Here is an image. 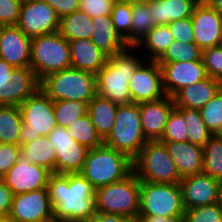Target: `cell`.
<instances>
[{"label":"cell","mask_w":222,"mask_h":222,"mask_svg":"<svg viewBox=\"0 0 222 222\" xmlns=\"http://www.w3.org/2000/svg\"><path fill=\"white\" fill-rule=\"evenodd\" d=\"M13 197L12 190L0 179V218L9 216Z\"/></svg>","instance_id":"obj_48"},{"label":"cell","mask_w":222,"mask_h":222,"mask_svg":"<svg viewBox=\"0 0 222 222\" xmlns=\"http://www.w3.org/2000/svg\"><path fill=\"white\" fill-rule=\"evenodd\" d=\"M182 222H222V207L214 203L185 209Z\"/></svg>","instance_id":"obj_41"},{"label":"cell","mask_w":222,"mask_h":222,"mask_svg":"<svg viewBox=\"0 0 222 222\" xmlns=\"http://www.w3.org/2000/svg\"><path fill=\"white\" fill-rule=\"evenodd\" d=\"M40 88L30 67L16 68L0 59V105L20 106Z\"/></svg>","instance_id":"obj_11"},{"label":"cell","mask_w":222,"mask_h":222,"mask_svg":"<svg viewBox=\"0 0 222 222\" xmlns=\"http://www.w3.org/2000/svg\"><path fill=\"white\" fill-rule=\"evenodd\" d=\"M115 2L116 0H79V10L95 18L111 14Z\"/></svg>","instance_id":"obj_45"},{"label":"cell","mask_w":222,"mask_h":222,"mask_svg":"<svg viewBox=\"0 0 222 222\" xmlns=\"http://www.w3.org/2000/svg\"><path fill=\"white\" fill-rule=\"evenodd\" d=\"M0 222H16V221L12 219L10 216H5L0 218Z\"/></svg>","instance_id":"obj_54"},{"label":"cell","mask_w":222,"mask_h":222,"mask_svg":"<svg viewBox=\"0 0 222 222\" xmlns=\"http://www.w3.org/2000/svg\"><path fill=\"white\" fill-rule=\"evenodd\" d=\"M188 126L184 116L174 108L167 120L161 142H186Z\"/></svg>","instance_id":"obj_40"},{"label":"cell","mask_w":222,"mask_h":222,"mask_svg":"<svg viewBox=\"0 0 222 222\" xmlns=\"http://www.w3.org/2000/svg\"><path fill=\"white\" fill-rule=\"evenodd\" d=\"M21 155L31 163L56 173V151L49 136H39L38 139L21 145Z\"/></svg>","instance_id":"obj_28"},{"label":"cell","mask_w":222,"mask_h":222,"mask_svg":"<svg viewBox=\"0 0 222 222\" xmlns=\"http://www.w3.org/2000/svg\"><path fill=\"white\" fill-rule=\"evenodd\" d=\"M119 105L110 99L95 95L88 103V114L97 134L104 141L111 133Z\"/></svg>","instance_id":"obj_27"},{"label":"cell","mask_w":222,"mask_h":222,"mask_svg":"<svg viewBox=\"0 0 222 222\" xmlns=\"http://www.w3.org/2000/svg\"><path fill=\"white\" fill-rule=\"evenodd\" d=\"M202 50L195 43H181L174 40L157 62H178L201 60Z\"/></svg>","instance_id":"obj_37"},{"label":"cell","mask_w":222,"mask_h":222,"mask_svg":"<svg viewBox=\"0 0 222 222\" xmlns=\"http://www.w3.org/2000/svg\"><path fill=\"white\" fill-rule=\"evenodd\" d=\"M173 41L174 37L168 25H155L133 49L139 50L142 47L139 51L145 49L149 54L146 60H158Z\"/></svg>","instance_id":"obj_29"},{"label":"cell","mask_w":222,"mask_h":222,"mask_svg":"<svg viewBox=\"0 0 222 222\" xmlns=\"http://www.w3.org/2000/svg\"><path fill=\"white\" fill-rule=\"evenodd\" d=\"M200 112L207 129L212 135H216L222 127V88Z\"/></svg>","instance_id":"obj_39"},{"label":"cell","mask_w":222,"mask_h":222,"mask_svg":"<svg viewBox=\"0 0 222 222\" xmlns=\"http://www.w3.org/2000/svg\"><path fill=\"white\" fill-rule=\"evenodd\" d=\"M128 87L131 103L156 101L167 96L163 86L161 67L157 60L146 61L145 59L134 73Z\"/></svg>","instance_id":"obj_15"},{"label":"cell","mask_w":222,"mask_h":222,"mask_svg":"<svg viewBox=\"0 0 222 222\" xmlns=\"http://www.w3.org/2000/svg\"><path fill=\"white\" fill-rule=\"evenodd\" d=\"M218 204L222 207V178L218 179Z\"/></svg>","instance_id":"obj_52"},{"label":"cell","mask_w":222,"mask_h":222,"mask_svg":"<svg viewBox=\"0 0 222 222\" xmlns=\"http://www.w3.org/2000/svg\"><path fill=\"white\" fill-rule=\"evenodd\" d=\"M40 89L53 101L89 103L96 92V75L74 68L52 73L40 81Z\"/></svg>","instance_id":"obj_4"},{"label":"cell","mask_w":222,"mask_h":222,"mask_svg":"<svg viewBox=\"0 0 222 222\" xmlns=\"http://www.w3.org/2000/svg\"><path fill=\"white\" fill-rule=\"evenodd\" d=\"M181 178L203 173V147L190 142H163Z\"/></svg>","instance_id":"obj_23"},{"label":"cell","mask_w":222,"mask_h":222,"mask_svg":"<svg viewBox=\"0 0 222 222\" xmlns=\"http://www.w3.org/2000/svg\"><path fill=\"white\" fill-rule=\"evenodd\" d=\"M207 2L222 16V0H207Z\"/></svg>","instance_id":"obj_51"},{"label":"cell","mask_w":222,"mask_h":222,"mask_svg":"<svg viewBox=\"0 0 222 222\" xmlns=\"http://www.w3.org/2000/svg\"><path fill=\"white\" fill-rule=\"evenodd\" d=\"M166 95L173 97L182 88L195 84L207 77L205 66L201 60L158 62Z\"/></svg>","instance_id":"obj_18"},{"label":"cell","mask_w":222,"mask_h":222,"mask_svg":"<svg viewBox=\"0 0 222 222\" xmlns=\"http://www.w3.org/2000/svg\"><path fill=\"white\" fill-rule=\"evenodd\" d=\"M133 171V160L104 143L89 149L80 174L96 190L120 181Z\"/></svg>","instance_id":"obj_3"},{"label":"cell","mask_w":222,"mask_h":222,"mask_svg":"<svg viewBox=\"0 0 222 222\" xmlns=\"http://www.w3.org/2000/svg\"><path fill=\"white\" fill-rule=\"evenodd\" d=\"M155 25H168L170 22L191 18L198 0H149Z\"/></svg>","instance_id":"obj_26"},{"label":"cell","mask_w":222,"mask_h":222,"mask_svg":"<svg viewBox=\"0 0 222 222\" xmlns=\"http://www.w3.org/2000/svg\"><path fill=\"white\" fill-rule=\"evenodd\" d=\"M110 15L116 31L131 46L132 5L116 1Z\"/></svg>","instance_id":"obj_38"},{"label":"cell","mask_w":222,"mask_h":222,"mask_svg":"<svg viewBox=\"0 0 222 222\" xmlns=\"http://www.w3.org/2000/svg\"><path fill=\"white\" fill-rule=\"evenodd\" d=\"M92 25V18L85 12L78 10L60 18L58 32L68 41L90 39Z\"/></svg>","instance_id":"obj_30"},{"label":"cell","mask_w":222,"mask_h":222,"mask_svg":"<svg viewBox=\"0 0 222 222\" xmlns=\"http://www.w3.org/2000/svg\"><path fill=\"white\" fill-rule=\"evenodd\" d=\"M191 21L194 43L202 51L221 45L222 16L207 1L195 6Z\"/></svg>","instance_id":"obj_16"},{"label":"cell","mask_w":222,"mask_h":222,"mask_svg":"<svg viewBox=\"0 0 222 222\" xmlns=\"http://www.w3.org/2000/svg\"><path fill=\"white\" fill-rule=\"evenodd\" d=\"M201 59L207 76L222 82V45L204 49Z\"/></svg>","instance_id":"obj_42"},{"label":"cell","mask_w":222,"mask_h":222,"mask_svg":"<svg viewBox=\"0 0 222 222\" xmlns=\"http://www.w3.org/2000/svg\"><path fill=\"white\" fill-rule=\"evenodd\" d=\"M221 88L220 80L207 76L205 79L179 90L173 96L174 106L176 109H201Z\"/></svg>","instance_id":"obj_22"},{"label":"cell","mask_w":222,"mask_h":222,"mask_svg":"<svg viewBox=\"0 0 222 222\" xmlns=\"http://www.w3.org/2000/svg\"><path fill=\"white\" fill-rule=\"evenodd\" d=\"M21 155V146L11 143H0V179L14 166Z\"/></svg>","instance_id":"obj_43"},{"label":"cell","mask_w":222,"mask_h":222,"mask_svg":"<svg viewBox=\"0 0 222 222\" xmlns=\"http://www.w3.org/2000/svg\"><path fill=\"white\" fill-rule=\"evenodd\" d=\"M147 141L142 130L139 105H119L114 126L104 144L134 160Z\"/></svg>","instance_id":"obj_7"},{"label":"cell","mask_w":222,"mask_h":222,"mask_svg":"<svg viewBox=\"0 0 222 222\" xmlns=\"http://www.w3.org/2000/svg\"><path fill=\"white\" fill-rule=\"evenodd\" d=\"M140 180L132 171L124 179L95 190L96 212L137 219L139 213Z\"/></svg>","instance_id":"obj_5"},{"label":"cell","mask_w":222,"mask_h":222,"mask_svg":"<svg viewBox=\"0 0 222 222\" xmlns=\"http://www.w3.org/2000/svg\"><path fill=\"white\" fill-rule=\"evenodd\" d=\"M188 126L187 142L203 147L212 136L202 120L200 109H177Z\"/></svg>","instance_id":"obj_34"},{"label":"cell","mask_w":222,"mask_h":222,"mask_svg":"<svg viewBox=\"0 0 222 222\" xmlns=\"http://www.w3.org/2000/svg\"><path fill=\"white\" fill-rule=\"evenodd\" d=\"M19 109L23 121L20 146L38 139L39 136H48L57 127L54 102L40 88Z\"/></svg>","instance_id":"obj_10"},{"label":"cell","mask_w":222,"mask_h":222,"mask_svg":"<svg viewBox=\"0 0 222 222\" xmlns=\"http://www.w3.org/2000/svg\"><path fill=\"white\" fill-rule=\"evenodd\" d=\"M47 190L55 222H85L96 214L95 189L80 173H52Z\"/></svg>","instance_id":"obj_1"},{"label":"cell","mask_w":222,"mask_h":222,"mask_svg":"<svg viewBox=\"0 0 222 222\" xmlns=\"http://www.w3.org/2000/svg\"><path fill=\"white\" fill-rule=\"evenodd\" d=\"M203 173L222 178V140L217 135H212L203 146Z\"/></svg>","instance_id":"obj_35"},{"label":"cell","mask_w":222,"mask_h":222,"mask_svg":"<svg viewBox=\"0 0 222 222\" xmlns=\"http://www.w3.org/2000/svg\"><path fill=\"white\" fill-rule=\"evenodd\" d=\"M67 132L71 138L88 149H93L104 143L97 134L89 114L78 118L75 123L69 125L67 127Z\"/></svg>","instance_id":"obj_33"},{"label":"cell","mask_w":222,"mask_h":222,"mask_svg":"<svg viewBox=\"0 0 222 222\" xmlns=\"http://www.w3.org/2000/svg\"><path fill=\"white\" fill-rule=\"evenodd\" d=\"M23 0H0V27L16 26Z\"/></svg>","instance_id":"obj_44"},{"label":"cell","mask_w":222,"mask_h":222,"mask_svg":"<svg viewBox=\"0 0 222 222\" xmlns=\"http://www.w3.org/2000/svg\"><path fill=\"white\" fill-rule=\"evenodd\" d=\"M185 209L218 203V179L201 173L182 178L180 181Z\"/></svg>","instance_id":"obj_20"},{"label":"cell","mask_w":222,"mask_h":222,"mask_svg":"<svg viewBox=\"0 0 222 222\" xmlns=\"http://www.w3.org/2000/svg\"><path fill=\"white\" fill-rule=\"evenodd\" d=\"M93 222H139L138 219H130L122 215L107 214L102 212H96L92 218Z\"/></svg>","instance_id":"obj_49"},{"label":"cell","mask_w":222,"mask_h":222,"mask_svg":"<svg viewBox=\"0 0 222 222\" xmlns=\"http://www.w3.org/2000/svg\"><path fill=\"white\" fill-rule=\"evenodd\" d=\"M143 133L148 141L161 140L171 111L175 108L173 97L138 103Z\"/></svg>","instance_id":"obj_21"},{"label":"cell","mask_w":222,"mask_h":222,"mask_svg":"<svg viewBox=\"0 0 222 222\" xmlns=\"http://www.w3.org/2000/svg\"><path fill=\"white\" fill-rule=\"evenodd\" d=\"M48 136L56 151V174L80 173L89 149L71 138L67 128L57 126Z\"/></svg>","instance_id":"obj_14"},{"label":"cell","mask_w":222,"mask_h":222,"mask_svg":"<svg viewBox=\"0 0 222 222\" xmlns=\"http://www.w3.org/2000/svg\"><path fill=\"white\" fill-rule=\"evenodd\" d=\"M168 27L174 37V40L180 41L181 43H194L191 18L170 22Z\"/></svg>","instance_id":"obj_46"},{"label":"cell","mask_w":222,"mask_h":222,"mask_svg":"<svg viewBox=\"0 0 222 222\" xmlns=\"http://www.w3.org/2000/svg\"><path fill=\"white\" fill-rule=\"evenodd\" d=\"M185 208L179 183L140 181L138 215L183 218Z\"/></svg>","instance_id":"obj_9"},{"label":"cell","mask_w":222,"mask_h":222,"mask_svg":"<svg viewBox=\"0 0 222 222\" xmlns=\"http://www.w3.org/2000/svg\"><path fill=\"white\" fill-rule=\"evenodd\" d=\"M92 22L90 39L108 57L128 47L116 31L110 14L92 18Z\"/></svg>","instance_id":"obj_25"},{"label":"cell","mask_w":222,"mask_h":222,"mask_svg":"<svg viewBox=\"0 0 222 222\" xmlns=\"http://www.w3.org/2000/svg\"><path fill=\"white\" fill-rule=\"evenodd\" d=\"M137 219L139 222H182L183 218H171L164 216H153V215H138Z\"/></svg>","instance_id":"obj_50"},{"label":"cell","mask_w":222,"mask_h":222,"mask_svg":"<svg viewBox=\"0 0 222 222\" xmlns=\"http://www.w3.org/2000/svg\"><path fill=\"white\" fill-rule=\"evenodd\" d=\"M222 140V127L216 134Z\"/></svg>","instance_id":"obj_55"},{"label":"cell","mask_w":222,"mask_h":222,"mask_svg":"<svg viewBox=\"0 0 222 222\" xmlns=\"http://www.w3.org/2000/svg\"><path fill=\"white\" fill-rule=\"evenodd\" d=\"M69 45L71 68L96 75L108 60V56L91 39L71 40Z\"/></svg>","instance_id":"obj_24"},{"label":"cell","mask_w":222,"mask_h":222,"mask_svg":"<svg viewBox=\"0 0 222 222\" xmlns=\"http://www.w3.org/2000/svg\"><path fill=\"white\" fill-rule=\"evenodd\" d=\"M22 125L18 106L0 105V143L20 145Z\"/></svg>","instance_id":"obj_31"},{"label":"cell","mask_w":222,"mask_h":222,"mask_svg":"<svg viewBox=\"0 0 222 222\" xmlns=\"http://www.w3.org/2000/svg\"><path fill=\"white\" fill-rule=\"evenodd\" d=\"M9 216L16 222H55L47 188L14 195Z\"/></svg>","instance_id":"obj_13"},{"label":"cell","mask_w":222,"mask_h":222,"mask_svg":"<svg viewBox=\"0 0 222 222\" xmlns=\"http://www.w3.org/2000/svg\"><path fill=\"white\" fill-rule=\"evenodd\" d=\"M51 174L52 172L47 168L33 164L20 155L18 161L9 169L2 180L16 195L47 188Z\"/></svg>","instance_id":"obj_17"},{"label":"cell","mask_w":222,"mask_h":222,"mask_svg":"<svg viewBox=\"0 0 222 222\" xmlns=\"http://www.w3.org/2000/svg\"><path fill=\"white\" fill-rule=\"evenodd\" d=\"M54 114L57 126L67 128L76 120L88 114V103L62 100L54 102Z\"/></svg>","instance_id":"obj_36"},{"label":"cell","mask_w":222,"mask_h":222,"mask_svg":"<svg viewBox=\"0 0 222 222\" xmlns=\"http://www.w3.org/2000/svg\"><path fill=\"white\" fill-rule=\"evenodd\" d=\"M154 26L148 1L132 5L131 46H136Z\"/></svg>","instance_id":"obj_32"},{"label":"cell","mask_w":222,"mask_h":222,"mask_svg":"<svg viewBox=\"0 0 222 222\" xmlns=\"http://www.w3.org/2000/svg\"><path fill=\"white\" fill-rule=\"evenodd\" d=\"M30 68L39 81L52 73L71 68L69 41L59 32L33 37Z\"/></svg>","instance_id":"obj_6"},{"label":"cell","mask_w":222,"mask_h":222,"mask_svg":"<svg viewBox=\"0 0 222 222\" xmlns=\"http://www.w3.org/2000/svg\"><path fill=\"white\" fill-rule=\"evenodd\" d=\"M129 50L132 53L135 51L133 46H128L108 57L106 64L96 74L97 95L110 99L118 105L131 103L128 84L144 62L139 54H132Z\"/></svg>","instance_id":"obj_2"},{"label":"cell","mask_w":222,"mask_h":222,"mask_svg":"<svg viewBox=\"0 0 222 222\" xmlns=\"http://www.w3.org/2000/svg\"><path fill=\"white\" fill-rule=\"evenodd\" d=\"M59 18L79 10V0H45Z\"/></svg>","instance_id":"obj_47"},{"label":"cell","mask_w":222,"mask_h":222,"mask_svg":"<svg viewBox=\"0 0 222 222\" xmlns=\"http://www.w3.org/2000/svg\"><path fill=\"white\" fill-rule=\"evenodd\" d=\"M133 171L140 181L151 183H180L182 180L167 148L160 140L147 141L133 160Z\"/></svg>","instance_id":"obj_8"},{"label":"cell","mask_w":222,"mask_h":222,"mask_svg":"<svg viewBox=\"0 0 222 222\" xmlns=\"http://www.w3.org/2000/svg\"><path fill=\"white\" fill-rule=\"evenodd\" d=\"M31 41L17 26H1L0 59L16 68L30 67Z\"/></svg>","instance_id":"obj_19"},{"label":"cell","mask_w":222,"mask_h":222,"mask_svg":"<svg viewBox=\"0 0 222 222\" xmlns=\"http://www.w3.org/2000/svg\"><path fill=\"white\" fill-rule=\"evenodd\" d=\"M116 1H119V2H122V3H127V4H130V5H134V4L141 3V2H146V1H149V0H116Z\"/></svg>","instance_id":"obj_53"},{"label":"cell","mask_w":222,"mask_h":222,"mask_svg":"<svg viewBox=\"0 0 222 222\" xmlns=\"http://www.w3.org/2000/svg\"><path fill=\"white\" fill-rule=\"evenodd\" d=\"M60 18L45 0H23L17 27L30 38L59 31Z\"/></svg>","instance_id":"obj_12"}]
</instances>
